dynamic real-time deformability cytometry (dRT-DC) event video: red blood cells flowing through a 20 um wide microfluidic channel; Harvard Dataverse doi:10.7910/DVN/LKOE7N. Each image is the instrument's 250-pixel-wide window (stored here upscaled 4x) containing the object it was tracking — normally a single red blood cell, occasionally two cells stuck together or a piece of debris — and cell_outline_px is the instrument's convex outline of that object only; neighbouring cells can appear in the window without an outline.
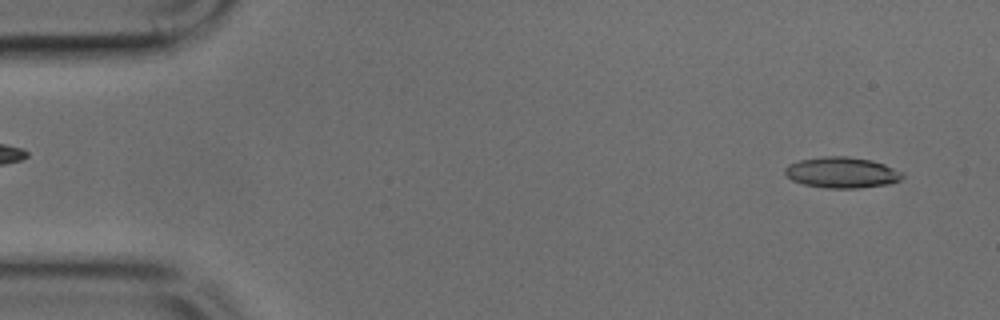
{"species": "common noctule bat (a hibernating species)", "species_latin": "Nyctalus noctula", "temperature_condition": "cold", "stored_images_in_passage": 47, "camera_frame_rate_fps": 3000, "um_per_image_px": 0.085, "animal": {"sex": "male", "body_mass_g": 17.9, "forearm_length_mm": 54.2}, "frame": {"image": 1, "passage_image": 2, "time_ms": 0.333, "image_size_px": [1000, 320], "cell_outline_px": [[904, 176], [900, 180], [888, 184], [860, 188], [824, 188], [804, 184], [792, 180], [784, 172], [784, 168], [788, 164], [800, 160], [824, 156], [848, 156], [872, 160], [884, 164], [904, 172]], "centroid_in_image_um": [71.57, 14.66], "position_along_channel_um": 13.4, "area_um2": 21.27}}
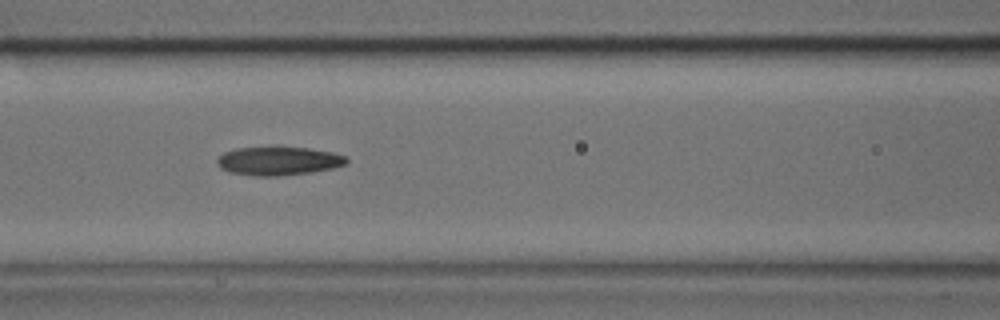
{"frame": {"image": 2, "passage_image": 19, "time_ms": 6.0, "image_size_px": [1000, 320], "cell_outline_px": [[348, 164], [332, 168], [312, 172], [276, 176], [256, 176], [228, 172], [220, 168], [216, 164], [216, 160], [224, 152], [236, 148], [276, 144], [308, 148], [332, 152], [344, 156], [348, 160]], "centroid_in_image_um": [23.63, 13.64], "position_along_channel_um": 143.0, "area_um2": 22.37}}
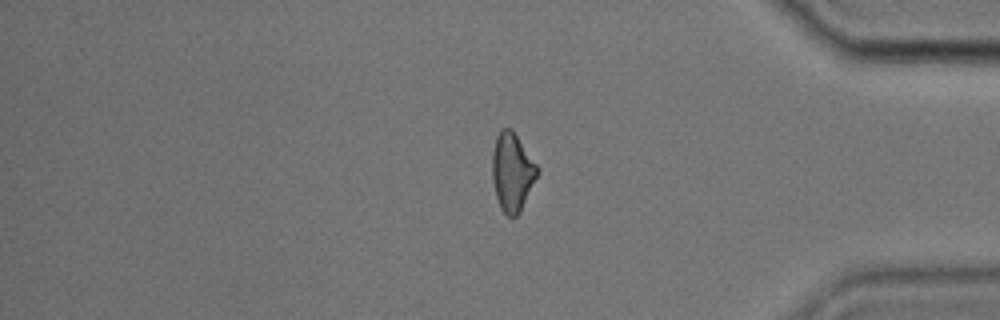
{"frame": {"image": 3, "passage_image": 39, "time_ms": 12.667, "image_size_px": [1000, 320], "cell_outline_px": [[540, 172], [520, 212], [516, 216], [508, 216], [500, 208], [496, 196], [492, 180], [492, 152], [496, 136], [500, 128], [512, 128], [540, 168]], "centroid_in_image_um": [43.55, 14.59], "position_along_channel_um": 391.7, "area_um2": 20.92}}